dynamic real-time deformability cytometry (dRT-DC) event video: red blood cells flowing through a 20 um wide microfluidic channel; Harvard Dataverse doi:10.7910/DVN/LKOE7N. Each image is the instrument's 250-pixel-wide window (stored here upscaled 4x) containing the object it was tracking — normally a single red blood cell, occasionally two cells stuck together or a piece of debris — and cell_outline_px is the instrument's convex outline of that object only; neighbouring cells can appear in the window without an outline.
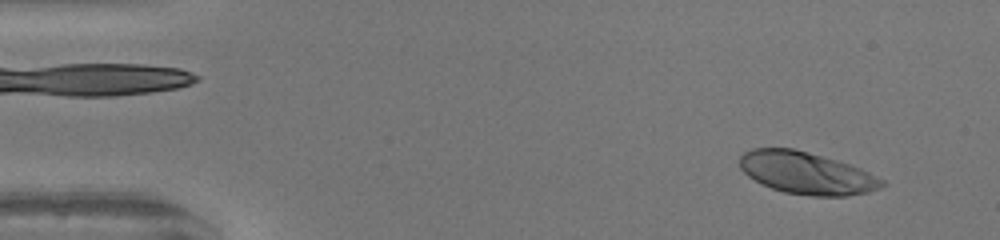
{"species": "human", "species_latin": "Homo sapiens", "temperature_condition": "warm", "stored_images_in_passage": 48, "camera_frame_rate_fps": 3000, "um_per_image_px": 0.085, "donor": {"sex": "female"}, "frame": {"image": 1, "passage_image": 3, "time_ms": 0.667, "image_size_px": [1000, 240], "cell_outline_px": [[888, 184], [880, 188], [868, 192], [844, 196], [812, 196], [784, 192], [772, 188], [748, 176], [740, 168], [740, 156], [744, 152], [752, 148], [792, 148], [808, 152], [836, 160], [860, 168], [884, 180]], "centroid_in_image_um": [68.57, 14.71], "position_along_channel_um": 16.4, "area_um2": 34.74}}
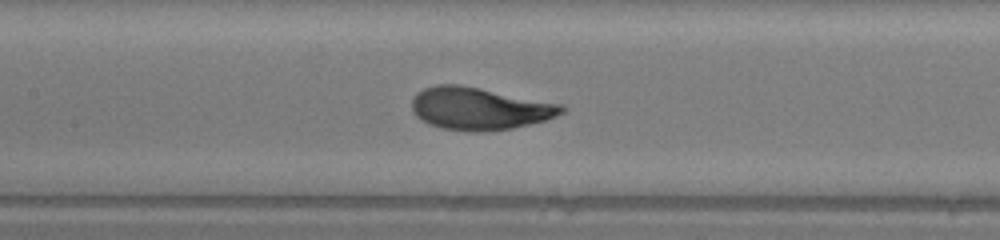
{"frame": {"image": 2, "passage_image": 22, "time_ms": 7.0, "image_size_px": [1000, 240], "cell_outline_px": [[568, 108], [564, 112], [556, 116], [544, 120], [512, 128], [484, 132], [476, 132], [440, 128], [428, 124], [420, 120], [412, 112], [412, 100], [416, 92], [424, 88], [436, 84], [460, 84], [564, 104]], "centroid_in_image_um": [40.74, 9.22], "position_along_channel_um": 166.7, "area_um2": 37.4}}
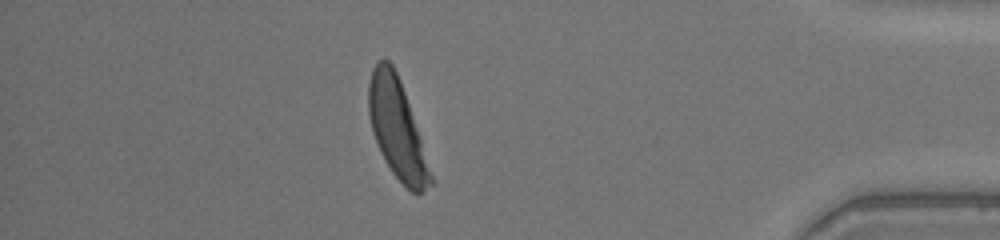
{"frame": {"image": 3, "passage_image": 42, "time_ms": 13.667, "image_size_px": [1000, 240], "cell_outline_px": [[432, 184], [420, 192], [412, 192], [392, 172], [384, 160], [380, 152], [372, 132], [368, 116], [368, 84], [372, 68], [376, 60], [388, 60], [392, 64], [400, 80], [420, 136], [432, 176]], "centroid_in_image_um": [33.7, 10.9], "position_along_channel_um": 401.5, "area_um2": 35.26}, "authors_computed_cell_mechanics": {"area_um2": 35.5181, "velocity_mm_per_s": 4.1688, "shape_relaxation_time_tau1_ms": 2.1762, "shape_relaxation_time_tau2_ms": null, "deformation_change_tau1": 0.169, "deformation_change_tau2": null}}